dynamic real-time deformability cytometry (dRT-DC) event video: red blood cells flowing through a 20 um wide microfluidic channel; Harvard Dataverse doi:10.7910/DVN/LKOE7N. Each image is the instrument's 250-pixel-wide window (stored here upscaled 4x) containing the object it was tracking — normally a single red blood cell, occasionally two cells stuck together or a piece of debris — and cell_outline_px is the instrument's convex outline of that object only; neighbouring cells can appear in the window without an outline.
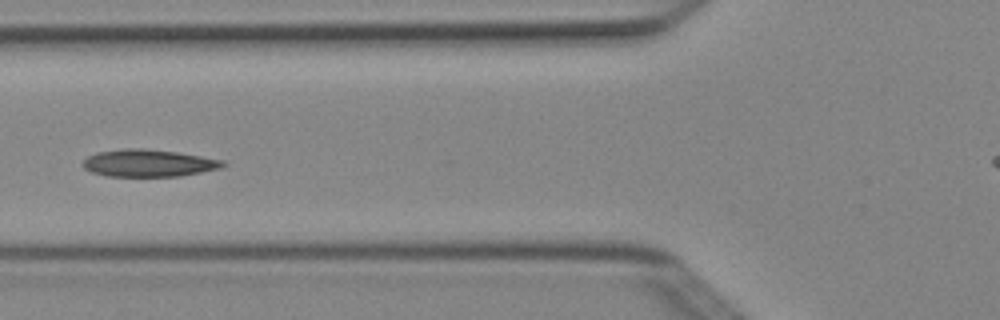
{"species": "Egyptian fruit bat (a non-hibernating species)", "species_latin": "Rousettus aegyptiacus", "temperature_condition": "cold", "stored_images_in_passage": 6, "camera_frame_rate_fps": 3000, "um_per_image_px": 0.085, "animal": {"sex": "female"}, "frame": {"image": 1, "passage_image": 6, "time_ms": 1.667, "image_size_px": [1000, 320], "cell_outline_px": [[228, 164], [220, 168], [180, 176], [108, 176], [92, 172], [84, 168], [80, 164], [88, 156], [96, 152], [128, 148], [144, 148], [176, 152], [224, 160]], "centroid_in_image_um": [12.61, 13.86], "position_along_channel_um": 113.2, "area_um2": 22.2}}